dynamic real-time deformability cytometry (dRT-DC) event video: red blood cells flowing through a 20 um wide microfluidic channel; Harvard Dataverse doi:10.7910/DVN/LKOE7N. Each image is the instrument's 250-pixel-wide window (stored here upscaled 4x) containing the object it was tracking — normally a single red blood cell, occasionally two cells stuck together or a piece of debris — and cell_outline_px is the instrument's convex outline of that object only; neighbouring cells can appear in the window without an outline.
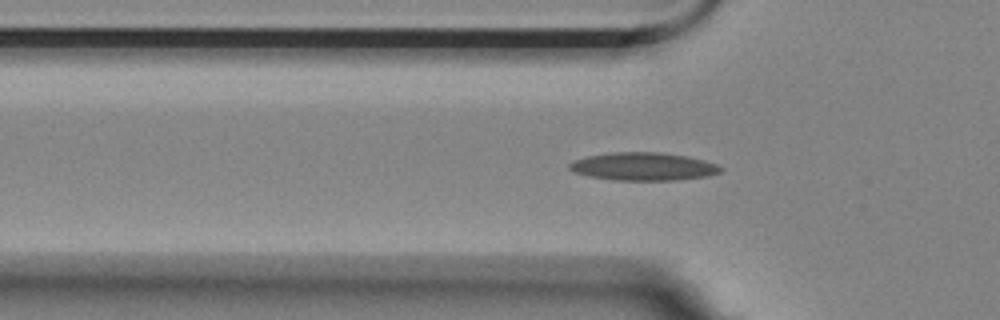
{"species": "Egyptian fruit bat (a non-hibernating species)", "species_latin": "Rousettus aegyptiacus", "temperature_condition": "room temperature", "stored_images_in_passage": 30, "camera_frame_rate_fps": 3000, "um_per_image_px": 0.085, "animal": {"sex": "female"}, "frame": {"image": 1, "passage_image": 7, "time_ms": 2.0, "image_size_px": [1000, 320], "cell_outline_px": [[724, 168], [720, 172], [708, 176], [676, 180], [616, 180], [588, 176], [572, 172], [568, 168], [568, 164], [576, 160], [588, 156], [612, 152], [660, 152], [688, 156], [704, 160], [716, 164]], "centroid_in_image_um": [54.69, 14.15], "position_along_channel_um": 71.1, "area_um2": 24.68}}
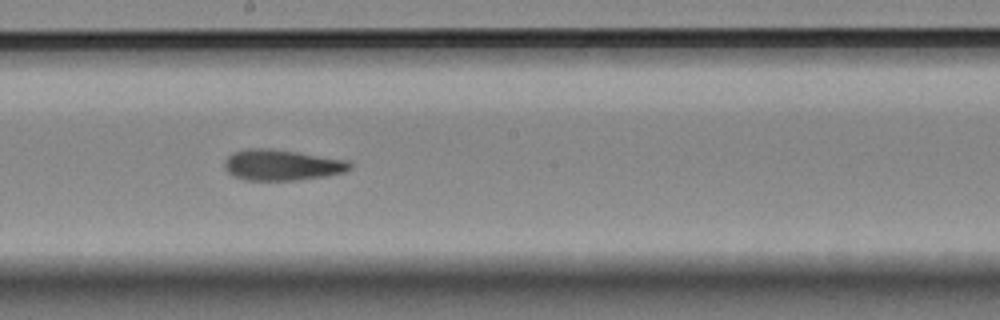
{"frame": {"image": 2, "passage_image": 20, "time_ms": 6.333, "image_size_px": [1000, 320], "cell_outline_px": [[352, 168], [344, 172], [328, 176], [296, 180], [244, 180], [232, 176], [224, 168], [224, 160], [232, 152], [248, 148], [268, 148], [296, 152], [348, 160], [352, 164]], "centroid_in_image_um": [23.94, 14.03], "position_along_channel_um": 224.3, "area_um2": 22.72}}
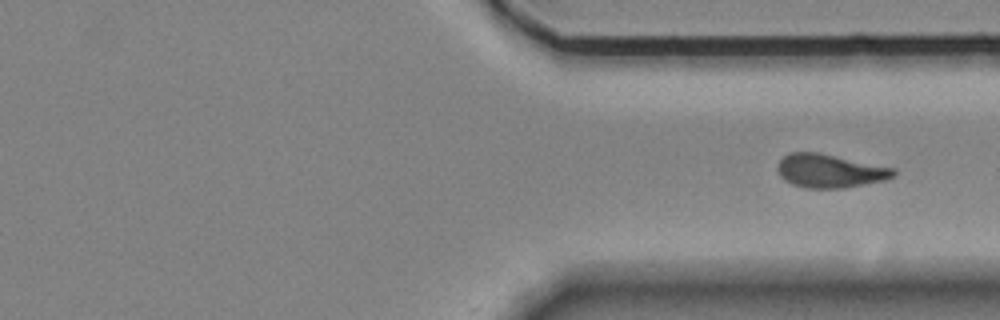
{"frame": {"image": 3, "passage_image": 30, "time_ms": 9.667, "image_size_px": [1000, 320], "cell_outline_px": [[896, 176], [884, 180], [844, 188], [804, 188], [792, 184], [784, 180], [780, 176], [776, 168], [776, 164], [788, 152], [816, 152], [896, 168]], "centroid_in_image_um": [70.52, 14.53], "position_along_channel_um": 340.9, "area_um2": 22.77}}